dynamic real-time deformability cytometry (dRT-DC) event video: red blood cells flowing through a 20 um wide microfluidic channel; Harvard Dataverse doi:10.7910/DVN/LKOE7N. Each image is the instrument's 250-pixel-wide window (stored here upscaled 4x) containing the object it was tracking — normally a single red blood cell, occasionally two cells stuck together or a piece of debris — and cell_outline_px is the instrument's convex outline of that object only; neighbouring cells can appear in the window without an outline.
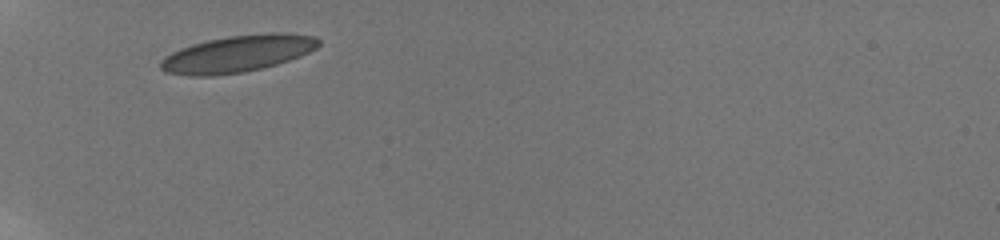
{"species": "human", "species_latin": "Homo sapiens", "temperature_condition": "room temperature", "stored_images_in_passage": 34, "camera_frame_rate_fps": 3000, "um_per_image_px": 0.085, "donor": {"sex": "male"}, "frame": {"image": 1, "passage_image": 1, "time_ms": 0.0, "image_size_px": [1000, 240], "cell_outline_px": [[320, 44], [316, 48], [300, 56], [276, 64], [244, 72], [212, 76], [188, 76], [164, 72], [160, 68], [160, 60], [164, 56], [180, 48], [192, 44], [208, 40], [228, 36], [268, 32], [284, 32], [316, 36], [320, 40]], "centroid_in_image_um": [20.18, 4.56], "position_along_channel_um": 64.8, "area_um2": 34.1}}
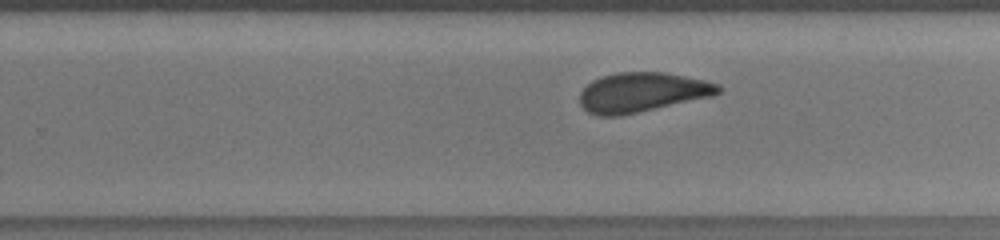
{"frame": {"image": 2, "passage_image": 26, "time_ms": 6.0, "image_size_px": [1000, 240], "cell_outline_px": [[720, 92], [712, 96], [620, 116], [600, 116], [588, 112], [580, 104], [580, 92], [592, 80], [616, 72], [664, 72], [704, 80], [716, 84], [720, 88]], "centroid_in_image_um": [54.54, 7.85], "position_along_channel_um": 275.3, "area_um2": 31.62}}
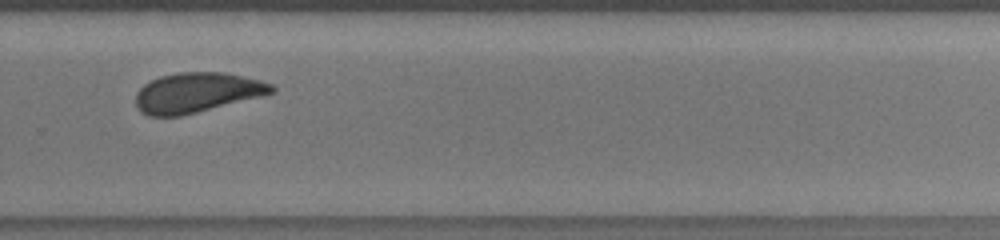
{"frame": {"image": 3, "passage_image": 28, "time_ms": 7.0, "image_size_px": [1000, 240], "cell_outline_px": [[276, 92], [264, 96], [180, 116], [148, 116], [140, 112], [136, 104], [136, 92], [144, 84], [160, 76], [180, 72], [224, 72], [260, 80], [272, 84], [276, 88]], "centroid_in_image_um": [16.76, 7.87], "position_along_channel_um": 313.0, "area_um2": 31.73}, "authors_computed_cell_mechanics": {"area_um2": 32.2235, "velocity_mm_per_s": 3.7787, "shape_relaxation_time_tau1_ms": 5.5166, "shape_relaxation_time_tau2_ms": 1.0751, "deformation_change_tau1": 0.1279, "deformation_change_tau2": 0.0703}}